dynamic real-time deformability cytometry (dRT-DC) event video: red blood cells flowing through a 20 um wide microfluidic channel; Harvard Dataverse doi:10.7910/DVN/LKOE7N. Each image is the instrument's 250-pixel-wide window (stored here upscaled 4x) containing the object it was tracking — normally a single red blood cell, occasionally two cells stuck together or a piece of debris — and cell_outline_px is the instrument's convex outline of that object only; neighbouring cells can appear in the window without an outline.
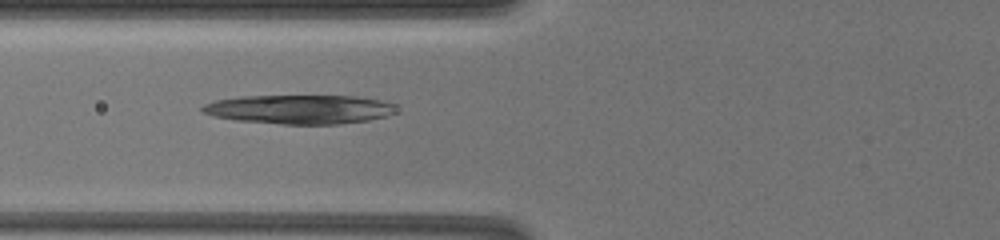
{"species": "common noctule bat (a hibernating species)", "species_latin": "Nyctalus noctula", "temperature_condition": "warm", "stored_images_in_passage": 23, "camera_frame_rate_fps": 3000, "um_per_image_px": 0.085, "animal": {"sex": "female", "body_mass_g": 19.5, "forearm_length_mm": 54.1}, "frame": {"image": 1, "passage_image": 8, "time_ms": 8.333, "image_size_px": [1000, 240], "cell_outline_px": [[396, 112], [388, 116], [368, 120], [340, 124], [280, 124], [236, 120], [212, 116], [200, 112], [200, 108], [204, 104], [216, 100], [240, 96], [356, 96], [380, 100], [392, 104]], "centroid_in_image_um": [25.42, 9.29], "position_along_channel_um": 100.4, "area_um2": 32.89}}
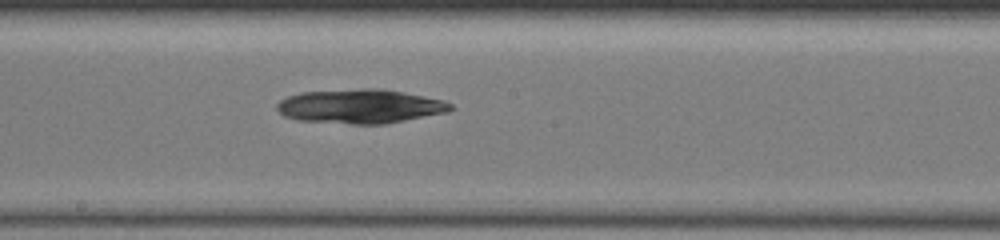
{"frame": {"image": 2, "passage_image": 12, "time_ms": 11.667, "image_size_px": [1000, 240], "cell_outline_px": [[452, 108], [448, 112], [384, 124], [352, 124], [296, 120], [284, 116], [276, 108], [276, 104], [280, 100], [288, 96], [300, 92], [364, 88], [380, 88], [404, 92], [444, 100], [452, 104]], "centroid_in_image_um": [30.6, 9.03], "position_along_channel_um": 217.6, "area_um2": 34.68}}
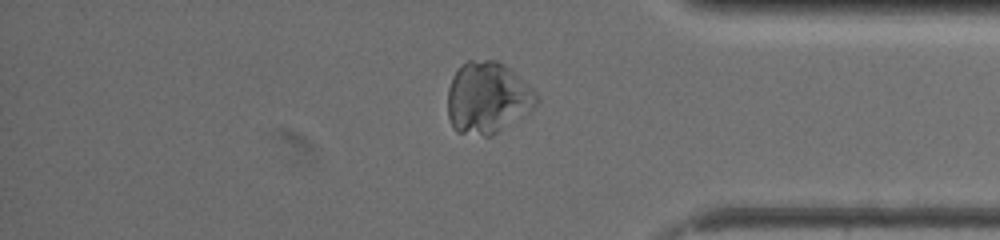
{"frame": {"image": 3, "passage_image": 19, "time_ms": 17.0, "image_size_px": [1000, 240], "cell_outline_px": [[540, 100], [524, 116], [492, 136], [484, 136], [456, 132], [452, 128], [448, 116], [448, 88], [452, 76], [460, 64], [468, 60], [496, 60], [504, 64], [532, 88], [536, 92]], "centroid_in_image_um": [41.42, 8.32], "position_along_channel_um": 393.8, "area_um2": 37.4}}